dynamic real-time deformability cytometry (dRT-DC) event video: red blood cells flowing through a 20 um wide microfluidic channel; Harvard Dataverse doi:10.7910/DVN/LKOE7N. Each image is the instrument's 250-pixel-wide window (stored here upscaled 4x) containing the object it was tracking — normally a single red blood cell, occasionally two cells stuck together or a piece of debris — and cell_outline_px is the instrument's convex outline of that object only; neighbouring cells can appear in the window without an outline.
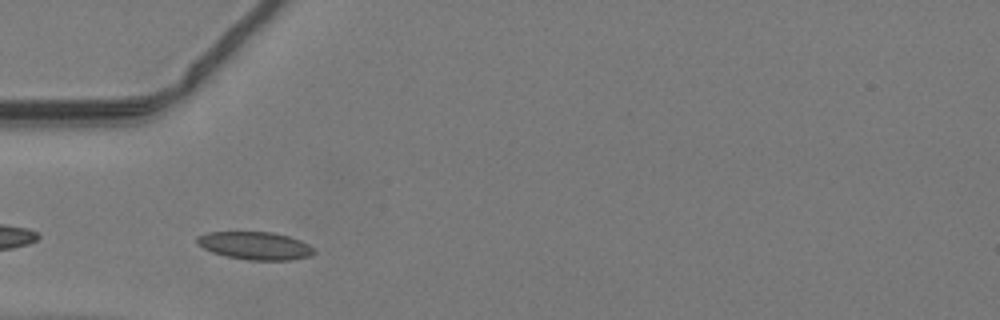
{"species": "common noctule bat (a hibernating species)", "species_latin": "Nyctalus noctula", "temperature_condition": "warm", "stored_images_in_passage": 10, "camera_frame_rate_fps": 3000, "um_per_image_px": 0.085, "animal": {"sex": "male", "body_mass_g": 19.2, "forearm_length_mm": 51.8}, "frame": {"image": 1, "passage_image": 5, "time_ms": 1.333, "image_size_px": [1000, 320], "cell_outline_px": [[316, 252], [308, 256], [292, 260], [248, 260], [228, 256], [212, 252], [196, 244], [196, 236], [208, 232], [272, 232], [288, 236], [300, 240], [308, 244]], "centroid_in_image_um": [21.66, 20.88], "position_along_channel_um": 63.3, "area_um2": 18.9}}